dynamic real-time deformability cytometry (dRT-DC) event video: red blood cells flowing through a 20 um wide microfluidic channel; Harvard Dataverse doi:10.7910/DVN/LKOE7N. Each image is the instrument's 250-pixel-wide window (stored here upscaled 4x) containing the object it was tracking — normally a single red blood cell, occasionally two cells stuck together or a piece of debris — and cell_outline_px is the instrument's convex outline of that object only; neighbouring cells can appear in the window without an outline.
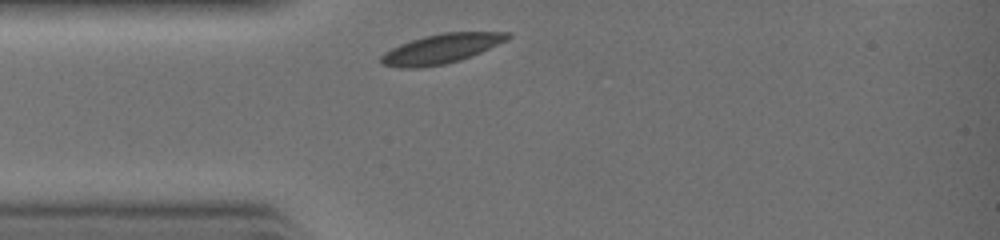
{"species": "common noctule bat (a hibernating species)", "species_latin": "Nyctalus noctula", "temperature_condition": "warm", "stored_images_in_passage": 20, "camera_frame_rate_fps": 3000, "um_per_image_px": 0.085, "animal": {"sex": "female", "body_mass_g": 19.0, "forearm_length_mm": 51.5}, "frame": {"image": 1, "passage_image": 1, "time_ms": 0.0, "image_size_px": [1000, 240], "cell_outline_px": [[512, 36], [508, 40], [480, 52], [460, 60], [444, 64], [420, 68], [400, 68], [380, 64], [380, 56], [384, 52], [400, 44], [424, 36], [444, 32], [508, 32]], "centroid_in_image_um": [37.48, 4.15], "position_along_channel_um": 47.5, "area_um2": 21.73}}
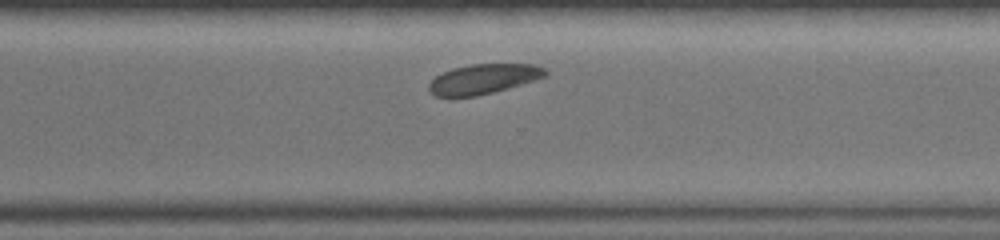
{"frame": {"image": 2, "passage_image": 16, "time_ms": 5.0, "image_size_px": [1000, 240], "cell_outline_px": [[548, 72], [544, 76], [508, 88], [476, 96], [436, 96], [428, 88], [428, 84], [436, 76], [452, 68], [472, 64], [532, 64], [544, 68]], "centroid_in_image_um": [41.07, 6.7], "position_along_channel_um": 329.5, "area_um2": 19.83}}
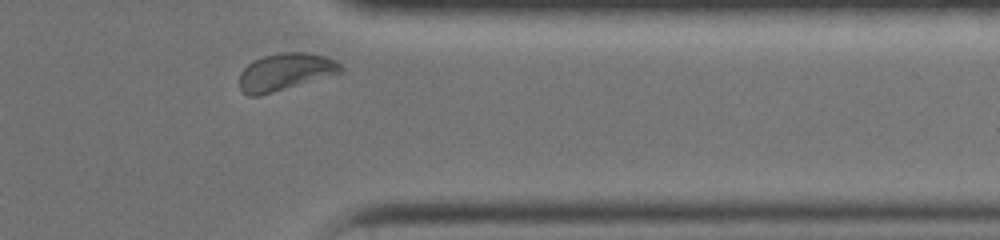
{"frame": {"image": 3, "passage_image": 19, "time_ms": 6.0, "image_size_px": [1000, 240], "cell_outline_px": [[344, 72], [256, 96], [248, 96], [240, 88], [240, 72], [252, 60], [276, 52], [304, 52], [324, 56], [336, 60], [344, 68]], "centroid_in_image_um": [24.26, 6.08], "position_along_channel_um": 387.1, "area_um2": 21.79}}